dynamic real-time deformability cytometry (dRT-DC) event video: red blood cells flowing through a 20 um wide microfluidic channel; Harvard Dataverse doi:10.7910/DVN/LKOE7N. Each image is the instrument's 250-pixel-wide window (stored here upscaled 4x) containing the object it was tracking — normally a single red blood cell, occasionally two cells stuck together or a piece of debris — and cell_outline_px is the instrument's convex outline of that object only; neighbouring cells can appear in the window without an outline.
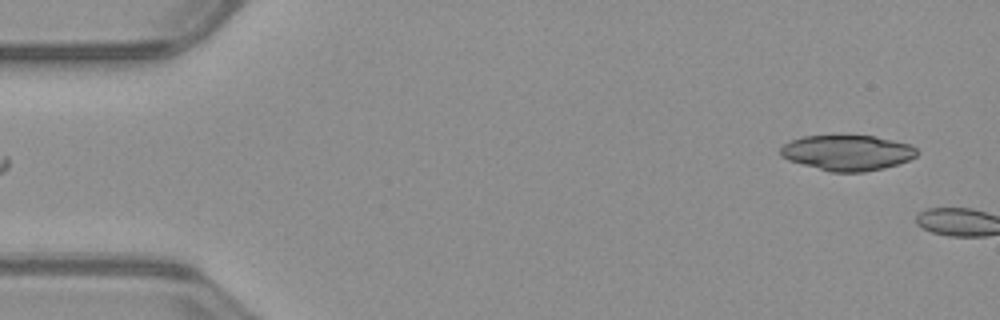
{"species": "common noctule bat (a hibernating species)", "species_latin": "Nyctalus noctula", "temperature_condition": "warm", "stored_images_in_passage": 3, "camera_frame_rate_fps": 3000, "um_per_image_px": 0.085, "animal": {"sex": "male", "body_mass_g": 23.1, "forearm_length_mm": 52.7}, "frame": {"image": 1, "passage_image": 1, "time_ms": 0.0, "image_size_px": [1000, 320], "cell_outline_px": [[920, 152], [916, 156], [908, 160], [884, 168], [864, 172], [832, 172], [788, 160], [780, 156], [780, 148], [784, 144], [792, 140], [804, 136], [876, 136], [912, 144]], "centroid_in_image_um": [72.06, 12.98], "position_along_channel_um": 12.9, "area_um2": 28.15}}